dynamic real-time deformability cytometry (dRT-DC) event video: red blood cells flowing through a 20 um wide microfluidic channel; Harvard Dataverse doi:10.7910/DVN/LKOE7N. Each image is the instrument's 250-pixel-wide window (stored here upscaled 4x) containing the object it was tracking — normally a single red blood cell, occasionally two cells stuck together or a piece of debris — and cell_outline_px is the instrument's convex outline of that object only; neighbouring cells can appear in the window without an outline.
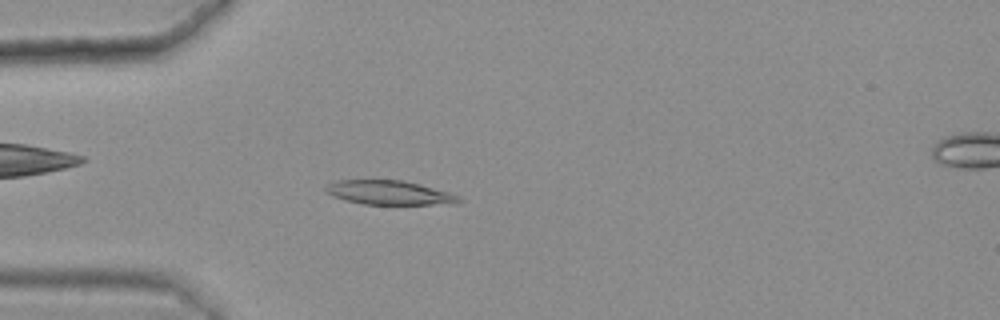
{"species": "common noctule bat (a hibernating species)", "species_latin": "Nyctalus noctula", "temperature_condition": "warm", "stored_images_in_passage": 47, "camera_frame_rate_fps": 3000, "um_per_image_px": 0.085, "animal": {"sex": "female", "body_mass_g": 25.1}, "frame": {"image": 1, "passage_image": 15, "time_ms": 4.667, "image_size_px": [1000, 320], "cell_outline_px": [[464, 200], [456, 204], [364, 204], [344, 200], [332, 196], [324, 192], [324, 188], [328, 184], [336, 180], [404, 180], [420, 184], [448, 192], [460, 196]], "centroid_in_image_um": [33.08, 16.38], "position_along_channel_um": 51.9, "area_um2": 18.9}}
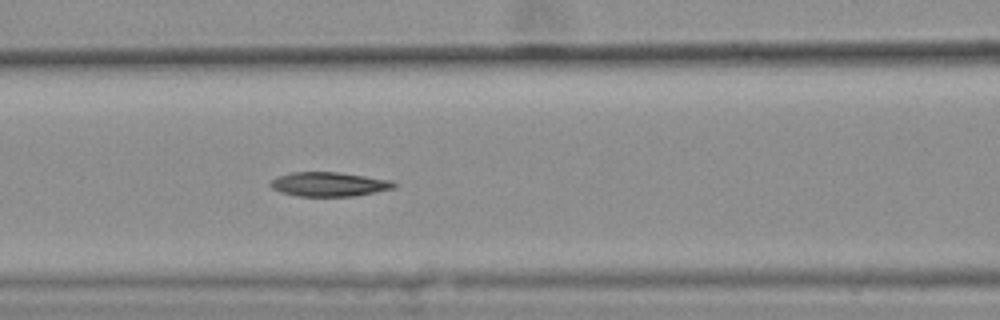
{"frame": {"image": 2, "passage_image": 23, "time_ms": 7.333, "image_size_px": [1000, 320], "cell_outline_px": [[396, 188], [356, 196], [296, 196], [280, 192], [272, 188], [268, 184], [276, 176], [292, 172], [340, 172], [392, 180], [396, 184]], "centroid_in_image_um": [27.97, 15.66], "position_along_channel_um": 138.6, "area_um2": 17.69}}
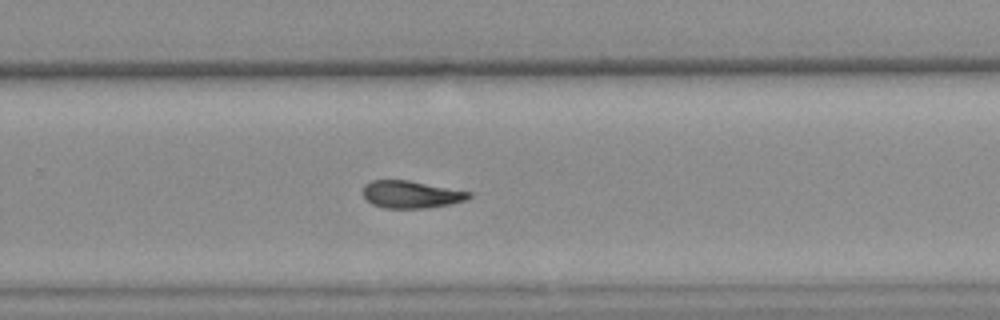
{"frame": {"image": 3, "passage_image": 36, "time_ms": 11.667, "image_size_px": [1000, 320], "cell_outline_px": [[472, 196], [468, 200], [452, 204], [428, 208], [384, 208], [372, 204], [360, 192], [364, 184], [372, 180], [408, 180], [472, 192]], "centroid_in_image_um": [34.95, 16.53], "position_along_channel_um": 294.9, "area_um2": 17.17}, "authors_computed_cell_mechanics": {"area_um2": 17.918, "velocity_mm_per_s": 3.6172, "shape_relaxation_time_tau1_ms": 10.8731, "shape_relaxation_time_tau2_ms": 10.1328, "deformation_change_tau1": 0.2075, "deformation_change_tau2": 0.1808}}